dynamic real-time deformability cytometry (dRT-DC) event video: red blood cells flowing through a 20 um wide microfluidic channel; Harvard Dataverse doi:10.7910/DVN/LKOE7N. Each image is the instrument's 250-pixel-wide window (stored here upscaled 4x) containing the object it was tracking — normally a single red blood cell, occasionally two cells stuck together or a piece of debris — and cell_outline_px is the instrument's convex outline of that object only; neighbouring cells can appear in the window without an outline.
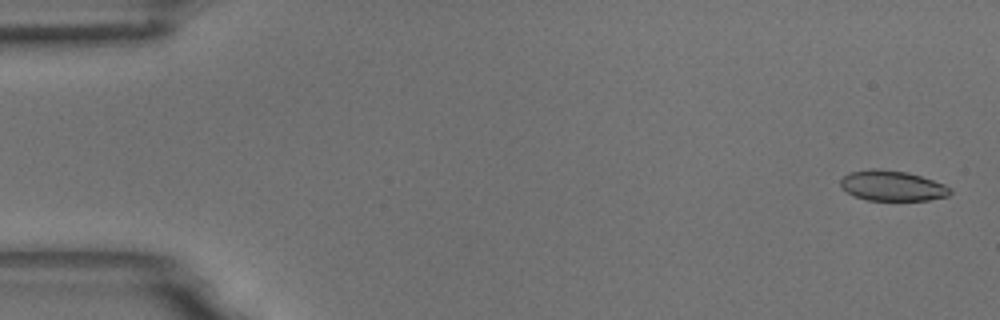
{"species": "common noctule bat (a hibernating species)", "species_latin": "Nyctalus noctula", "temperature_condition": "room temperature", "stored_images_in_passage": 15, "camera_frame_rate_fps": 3000, "um_per_image_px": 0.085, "animal": {"sex": "male", "body_mass_g": 18.8}, "frame": {"image": 1, "passage_image": 1, "time_ms": 0.0, "image_size_px": [1000, 320], "cell_outline_px": [[952, 192], [948, 196], [928, 200], [868, 200], [856, 196], [840, 188], [840, 180], [844, 176], [852, 172], [872, 168], [880, 168], [908, 172], [944, 184], [952, 188]], "centroid_in_image_um": [75.85, 15.78], "position_along_channel_um": 9.1, "area_um2": 19.36}}
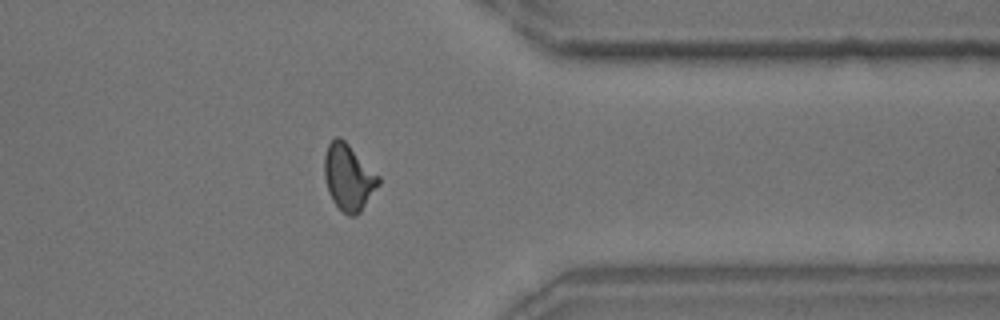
{"frame": {"image": 2, "passage_image": 13, "time_ms": 4.0, "image_size_px": [1000, 320], "cell_outline_px": [[380, 184], [360, 212], [356, 216], [348, 216], [332, 200], [328, 192], [324, 176], [324, 156], [328, 144], [336, 136], [340, 136], [380, 176]], "centroid_in_image_um": [29.62, 15.07], "position_along_channel_um": 381.8, "area_um2": 20.87}}
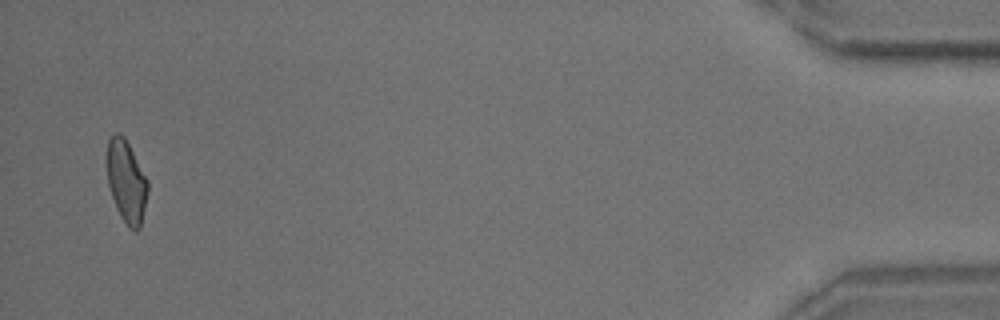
{"frame": {"image": 3, "passage_image": 15, "time_ms": 4.667, "image_size_px": [1000, 320], "cell_outline_px": [[148, 192], [140, 228], [136, 232], [128, 228], [120, 216], [116, 208], [108, 184], [104, 160], [108, 140], [112, 132], [120, 132], [124, 136], [148, 180]], "centroid_in_image_um": [10.7, 15.38], "position_along_channel_um": 424.5, "area_um2": 20.17}}